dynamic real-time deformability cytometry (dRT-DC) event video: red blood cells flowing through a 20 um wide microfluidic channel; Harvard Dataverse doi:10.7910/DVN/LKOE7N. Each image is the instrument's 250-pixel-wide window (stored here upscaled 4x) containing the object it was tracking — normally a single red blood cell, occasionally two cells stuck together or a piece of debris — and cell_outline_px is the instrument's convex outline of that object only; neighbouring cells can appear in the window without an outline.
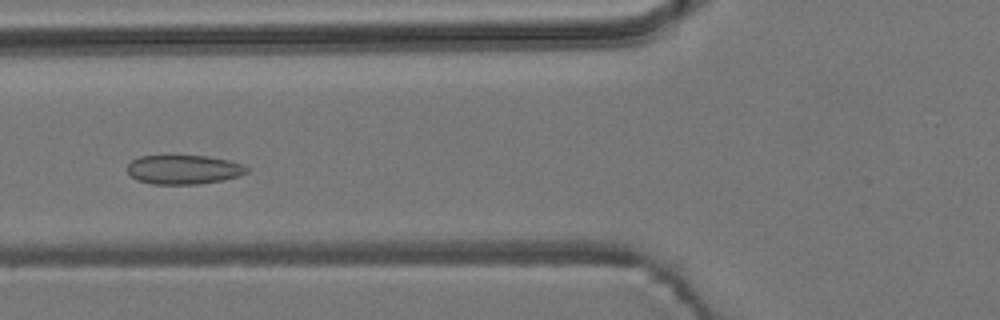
{"species": "common noctule bat (a hibernating species)", "species_latin": "Nyctalus noctula", "temperature_condition": "room temperature", "stored_images_in_passage": 54, "camera_frame_rate_fps": 3000, "um_per_image_px": 0.085, "animal": {"sex": "male", "body_mass_g": 19.2, "forearm_length_mm": 51.8}, "frame": {"image": 1, "passage_image": 20, "time_ms": 6.333, "image_size_px": [1000, 320], "cell_outline_px": [[248, 172], [240, 176], [224, 180], [200, 184], [152, 184], [136, 180], [128, 172], [128, 164], [132, 160], [140, 156], [208, 156], [228, 160], [244, 164], [248, 168]], "centroid_in_image_um": [15.64, 14.42], "position_along_channel_um": 110.2, "area_um2": 20.4}}
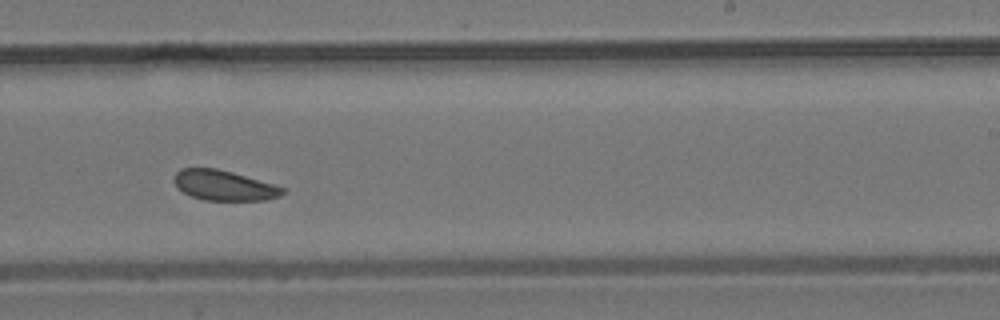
{"frame": {"image": 2, "passage_image": 33, "time_ms": 10.667, "image_size_px": [1000, 320], "cell_outline_px": [[284, 192], [280, 196], [268, 200], [204, 200], [192, 196], [176, 188], [176, 172], [180, 168], [216, 168], [232, 172], [272, 184], [284, 188]], "centroid_in_image_um": [19.03, 15.76], "position_along_channel_um": 270.0, "area_um2": 18.79}}
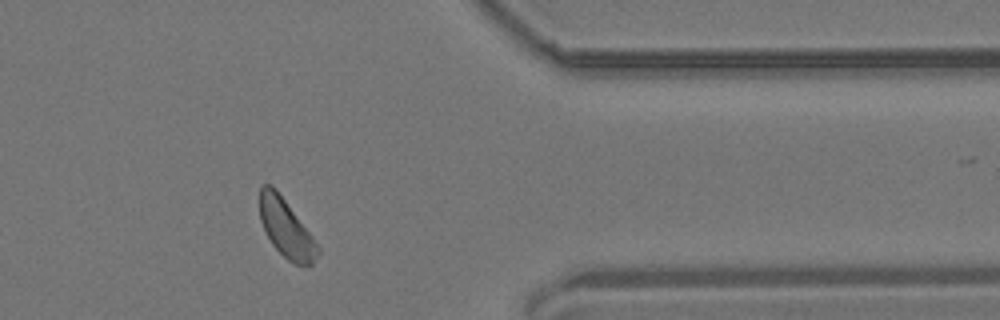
{"frame": {"image": 3, "passage_image": 44, "time_ms": 14.333, "image_size_px": [1000, 320], "cell_outline_px": [[320, 252], [312, 264], [308, 268], [296, 264], [288, 260], [272, 244], [260, 220], [260, 184], [272, 184], [276, 188], [320, 248]], "centroid_in_image_um": [24.32, 19.41], "position_along_channel_um": 387.1, "area_um2": 19.42}}